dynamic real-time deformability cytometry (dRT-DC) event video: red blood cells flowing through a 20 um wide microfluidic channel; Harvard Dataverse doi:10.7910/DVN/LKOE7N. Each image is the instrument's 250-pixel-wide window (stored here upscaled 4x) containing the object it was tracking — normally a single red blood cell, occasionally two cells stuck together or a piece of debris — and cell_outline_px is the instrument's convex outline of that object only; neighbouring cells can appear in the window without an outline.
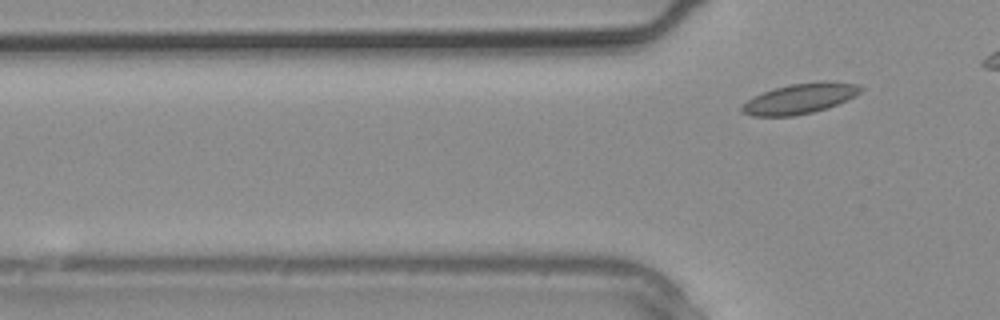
{"species": "common noctule bat (a hibernating species)", "species_latin": "Nyctalus noctula", "temperature_condition": "warm", "stored_images_in_passage": 3, "camera_frame_rate_fps": 3000, "um_per_image_px": 0.085, "animal": {"sex": "male", "body_mass_g": 20.4}, "frame": {"image": 1, "passage_image": 3, "time_ms": 0.667, "image_size_px": [1000, 320], "cell_outline_px": [[864, 88], [856, 96], [836, 104], [812, 112], [792, 116], [752, 116], [740, 112], [740, 108], [752, 96], [776, 88], [792, 84], [824, 80], [828, 80], [860, 84]], "centroid_in_image_um": [68.01, 8.36], "position_along_channel_um": 57.8, "area_um2": 20.92}}